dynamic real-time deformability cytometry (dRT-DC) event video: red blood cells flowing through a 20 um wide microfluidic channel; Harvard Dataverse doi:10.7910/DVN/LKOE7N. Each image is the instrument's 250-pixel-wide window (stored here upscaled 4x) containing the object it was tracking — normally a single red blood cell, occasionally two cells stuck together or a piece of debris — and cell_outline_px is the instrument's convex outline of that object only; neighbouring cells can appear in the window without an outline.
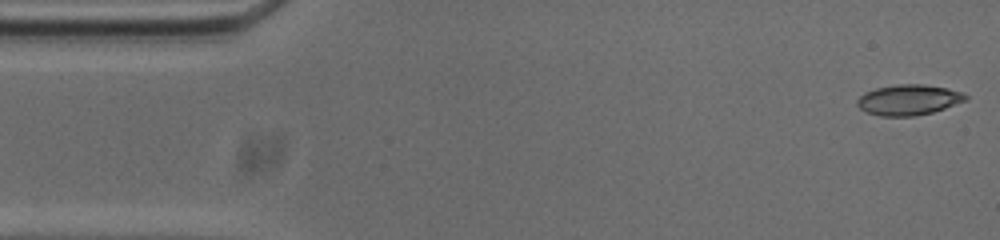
{"species": "common noctule bat (a hibernating species)", "species_latin": "Nyctalus noctula", "temperature_condition": "cold", "stored_images_in_passage": 54, "camera_frame_rate_fps": 3000, "um_per_image_px": 0.085, "animal": {"sex": "male", "body_mass_g": 20.0, "forearm_length_mm": 53.3}, "frame": {"image": 1, "passage_image": 1, "time_ms": 0.0, "image_size_px": [1000, 240], "cell_outline_px": [[968, 100], [932, 112], [912, 116], [880, 116], [868, 112], [860, 108], [856, 104], [856, 100], [864, 92], [876, 88], [900, 84], [924, 84], [964, 92], [968, 96]], "centroid_in_image_um": [77.23, 8.48], "position_along_channel_um": 7.8, "area_um2": 19.19}}
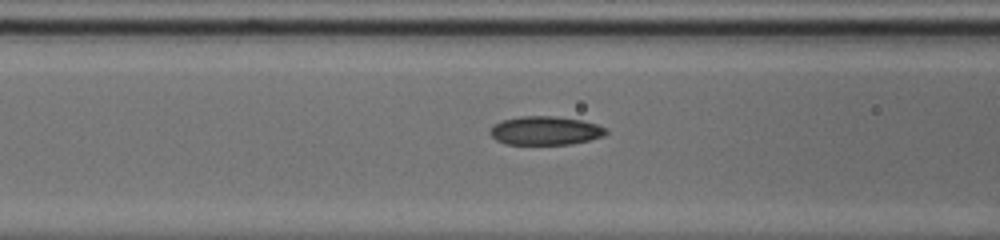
{"frame": {"image": 2, "passage_image": 19, "time_ms": 6.0, "image_size_px": [1000, 240], "cell_outline_px": [[608, 132], [604, 136], [588, 140], [568, 144], [508, 144], [496, 140], [488, 132], [496, 124], [504, 120], [520, 116], [556, 116], [580, 120], [596, 124], [608, 128]], "centroid_in_image_um": [46.38, 11.1], "position_along_channel_um": 120.2, "area_um2": 19.19}}
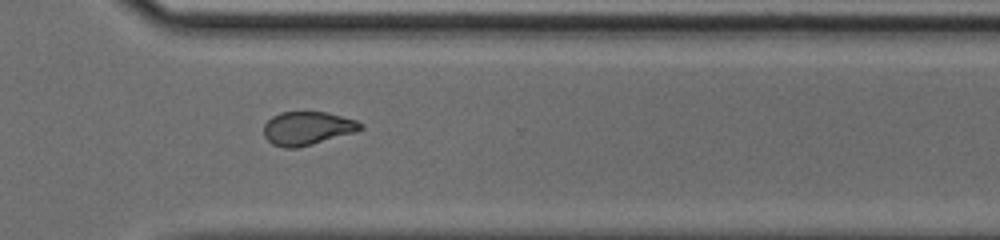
{"frame": {"image": 3, "passage_image": 37, "time_ms": 12.0, "image_size_px": [1000, 240], "cell_outline_px": [[364, 128], [356, 132], [312, 144], [296, 148], [284, 148], [272, 144], [264, 136], [264, 124], [272, 116], [280, 112], [328, 112], [356, 120], [364, 124]], "centroid_in_image_um": [26.14, 10.9], "position_along_channel_um": 344.5, "area_um2": 18.96}, "authors_computed_cell_mechanics": {"area_um2": 19.2185, "velocity_mm_per_s": 3.7415, "shape_relaxation_time_tau1_ms": 8.0747, "shape_relaxation_time_tau2_ms": 2.69, "deformation_change_tau1": 0.1982, "deformation_change_tau2": 0.0917}}